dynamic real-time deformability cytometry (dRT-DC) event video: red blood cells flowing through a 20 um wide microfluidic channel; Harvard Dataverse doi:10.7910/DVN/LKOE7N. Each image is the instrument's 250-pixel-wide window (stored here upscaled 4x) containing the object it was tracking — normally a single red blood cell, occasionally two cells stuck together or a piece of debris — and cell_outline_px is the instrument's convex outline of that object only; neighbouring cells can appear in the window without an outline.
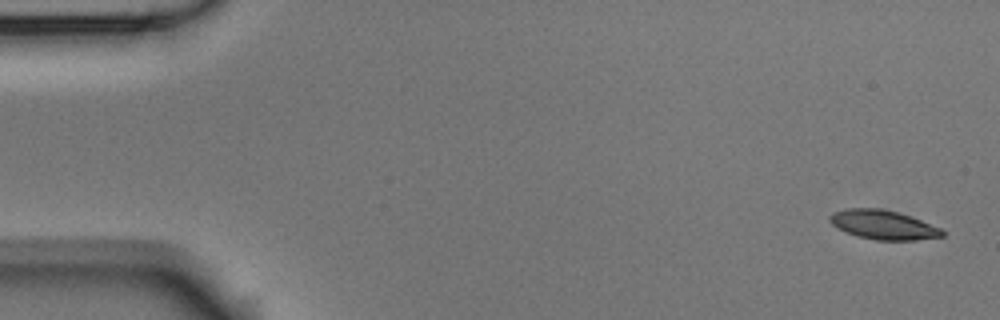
{"species": "Egyptian fruit bat (a non-hibernating species)", "species_latin": "Rousettus aegyptiacus", "temperature_condition": "room temperature", "stored_images_in_passage": 5, "segment_of_instrument_passage": [1, 2], "camera_frame_rate_fps": 3000, "um_per_image_px": 0.085, "animal": {"sex": "male"}, "frame": {"image": 1, "passage_image": 1, "time_ms": 0.0, "image_size_px": [1000, 320], "cell_outline_px": [[944, 236], [916, 240], [876, 240], [856, 236], [832, 224], [828, 220], [828, 216], [832, 212], [848, 208], [880, 208], [896, 212], [920, 220], [940, 228], [944, 232]], "centroid_in_image_um": [75.04, 19.11], "position_along_channel_um": 10.0, "area_um2": 18.9}}